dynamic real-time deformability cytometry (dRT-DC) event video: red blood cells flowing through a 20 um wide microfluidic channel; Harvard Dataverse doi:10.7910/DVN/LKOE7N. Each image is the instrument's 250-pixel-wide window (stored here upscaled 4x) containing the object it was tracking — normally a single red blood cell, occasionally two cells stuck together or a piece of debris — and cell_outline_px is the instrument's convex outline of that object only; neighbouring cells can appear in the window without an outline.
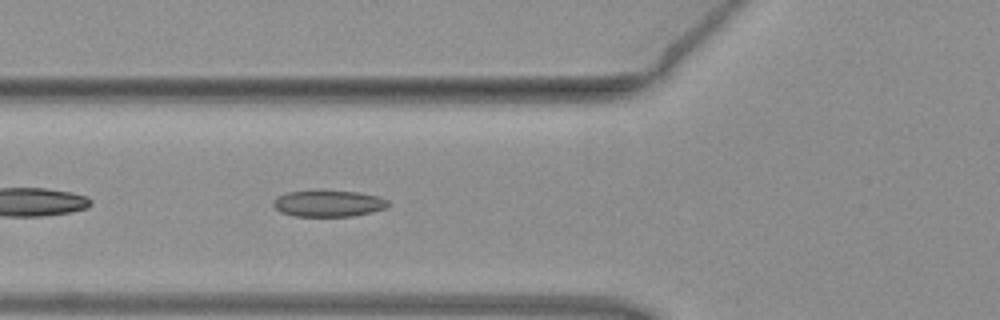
{"species": "common noctule bat (a hibernating species)", "species_latin": "Nyctalus noctula", "temperature_condition": "warm", "stored_images_in_passage": 33, "camera_frame_rate_fps": 3000, "um_per_image_px": 0.085, "animal": {"sex": "female", "body_mass_g": 19.3, "forearm_length_mm": 54.1}, "frame": {"image": 1, "passage_image": 5, "time_ms": 1.333, "image_size_px": [1000, 320], "cell_outline_px": [[392, 204], [388, 208], [372, 212], [352, 216], [296, 216], [280, 212], [272, 204], [272, 200], [276, 196], [288, 192], [356, 192], [380, 196], [388, 200]], "centroid_in_image_um": [27.96, 17.32], "position_along_channel_um": 97.8, "area_um2": 17.51}}
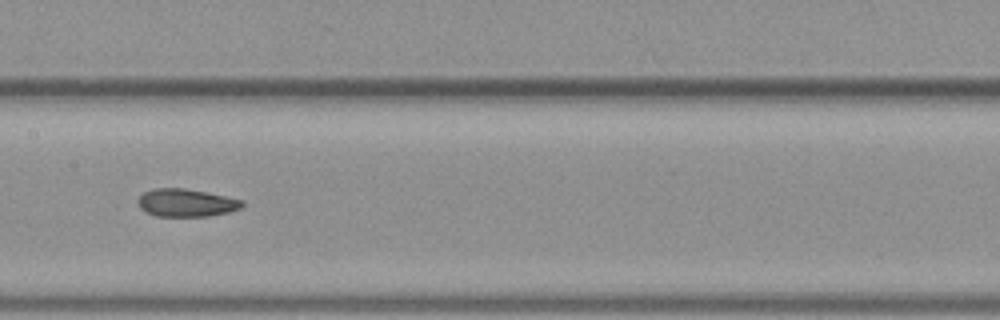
{"frame": {"image": 2, "passage_image": 12, "time_ms": 3.667, "image_size_px": [1000, 320], "cell_outline_px": [[244, 204], [240, 208], [228, 212], [208, 216], [156, 216], [140, 208], [136, 200], [144, 192], [156, 188], [184, 188], [244, 200]], "centroid_in_image_um": [15.81, 17.24], "position_along_channel_um": 191.6, "area_um2": 16.7}}
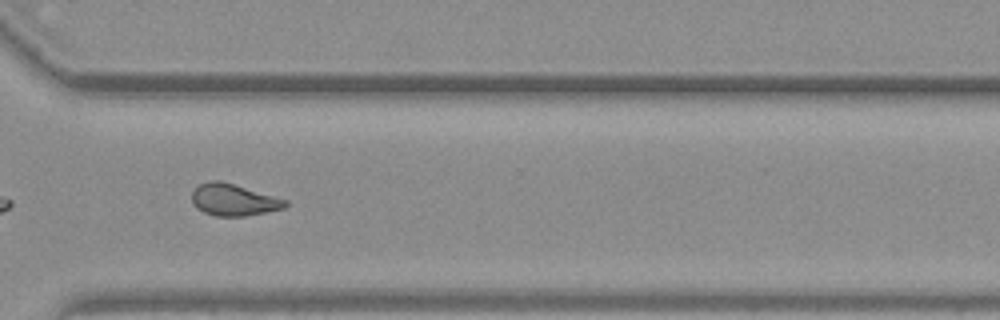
{"frame": {"image": 3, "passage_image": 24, "time_ms": 7.667, "image_size_px": [1000, 320], "cell_outline_px": [[288, 204], [284, 208], [244, 216], [216, 216], [204, 212], [196, 208], [192, 204], [192, 192], [200, 184], [208, 180], [220, 180], [288, 200]], "centroid_in_image_um": [19.83, 16.98], "position_along_channel_um": 350.8, "area_um2": 17.22}, "authors_computed_cell_mechanics": {"area_um2": 17.1666, "velocity_mm_per_s": 3.9832, "shape_relaxation_time_tau1_ms": 7.9474, "shape_relaxation_time_tau2_ms": 2.1198, "deformation_change_tau1": 0.192, "deformation_change_tau2": 0.0841}}